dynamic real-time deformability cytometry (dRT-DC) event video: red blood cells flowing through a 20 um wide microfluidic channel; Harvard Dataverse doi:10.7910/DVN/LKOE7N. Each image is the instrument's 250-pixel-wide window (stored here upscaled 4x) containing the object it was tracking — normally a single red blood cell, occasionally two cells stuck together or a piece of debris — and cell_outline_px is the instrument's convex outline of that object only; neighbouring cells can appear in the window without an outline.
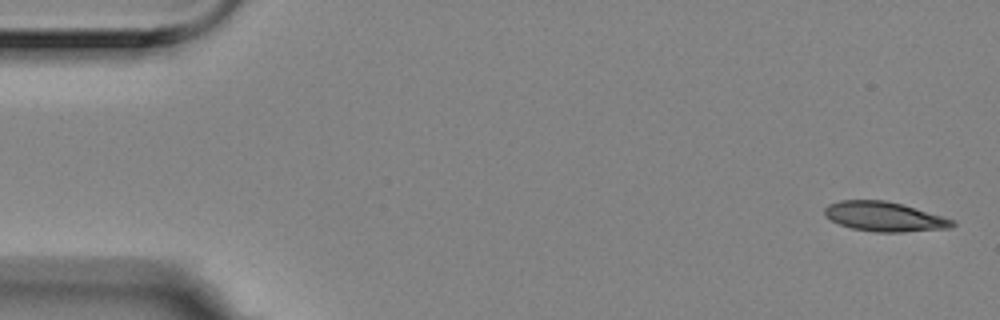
{"species": "Egyptian fruit bat (a non-hibernating species)", "species_latin": "Rousettus aegyptiacus", "temperature_condition": "room temperature", "stored_images_in_passage": 3, "camera_frame_rate_fps": 3000, "um_per_image_px": 0.085, "animal": {"sex": "female"}, "frame": {"image": 1, "passage_image": 1, "time_ms": 0.0, "image_size_px": [1000, 320], "cell_outline_px": [[956, 224], [952, 228], [904, 232], [876, 232], [852, 228], [840, 224], [832, 220], [824, 212], [824, 208], [828, 204], [840, 200], [884, 200], [900, 204], [956, 220]], "centroid_in_image_um": [75.2, 18.42], "position_along_channel_um": 9.8, "area_um2": 21.85}}